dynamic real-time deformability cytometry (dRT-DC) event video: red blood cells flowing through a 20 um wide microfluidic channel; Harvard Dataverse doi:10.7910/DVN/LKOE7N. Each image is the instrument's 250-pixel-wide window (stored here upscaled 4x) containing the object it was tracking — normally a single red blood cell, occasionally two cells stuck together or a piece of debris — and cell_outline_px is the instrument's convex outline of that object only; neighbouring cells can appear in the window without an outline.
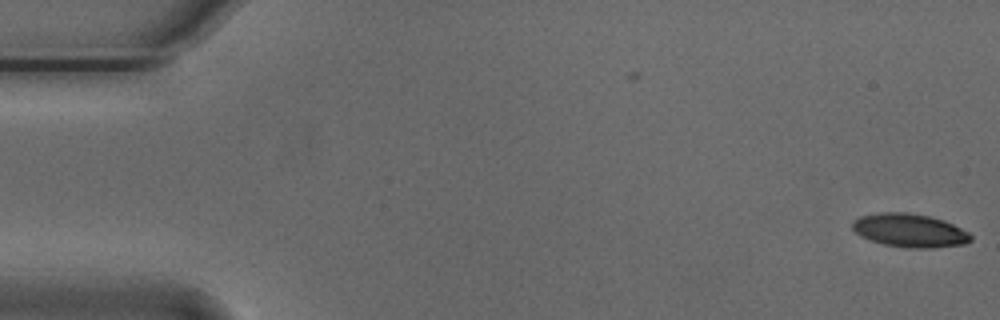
{"species": "Egyptian fruit bat (a non-hibernating species)", "species_latin": "Rousettus aegyptiacus", "temperature_condition": "cold", "stored_images_in_passage": 2, "camera_frame_rate_fps": 3000, "um_per_image_px": 0.085, "animal": {"sex": "male"}, "frame": {"image": 1, "passage_image": 2, "time_ms": 0.333, "image_size_px": [1000, 320], "cell_outline_px": [[972, 240], [964, 244], [932, 248], [904, 248], [884, 244], [868, 240], [860, 236], [852, 228], [852, 224], [860, 216], [880, 212], [908, 212], [928, 216], [944, 220], [968, 232], [972, 236]], "centroid_in_image_um": [77.32, 19.59], "position_along_channel_um": 7.7, "area_um2": 23.12}}